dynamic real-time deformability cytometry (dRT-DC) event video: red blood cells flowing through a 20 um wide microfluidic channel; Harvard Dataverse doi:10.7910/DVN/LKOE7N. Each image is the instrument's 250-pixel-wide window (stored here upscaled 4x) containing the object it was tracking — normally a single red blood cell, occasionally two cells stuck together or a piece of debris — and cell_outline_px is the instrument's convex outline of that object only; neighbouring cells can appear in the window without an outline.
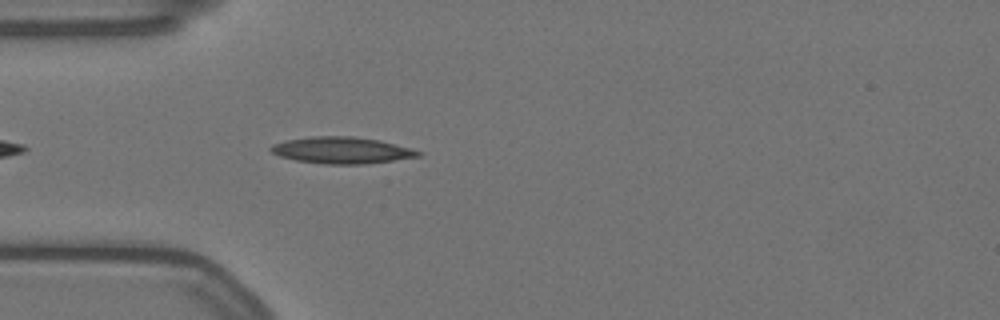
{"species": "Egyptian fruit bat (a non-hibernating species)", "species_latin": "Rousettus aegyptiacus", "temperature_condition": "warm", "stored_images_in_passage": 45, "camera_frame_rate_fps": 3000, "um_per_image_px": 0.085, "animal": {"sex": "female"}, "frame": {"image": 1, "passage_image": 4, "time_ms": 1.0, "image_size_px": [1000, 320], "cell_outline_px": [[424, 152], [420, 156], [392, 160], [360, 164], [324, 164], [296, 160], [280, 156], [272, 152], [268, 148], [272, 144], [288, 140], [312, 136], [352, 136], [380, 140], [412, 148]], "centroid_in_image_um": [29.06, 12.76], "position_along_channel_um": 55.9, "area_um2": 22.72}}
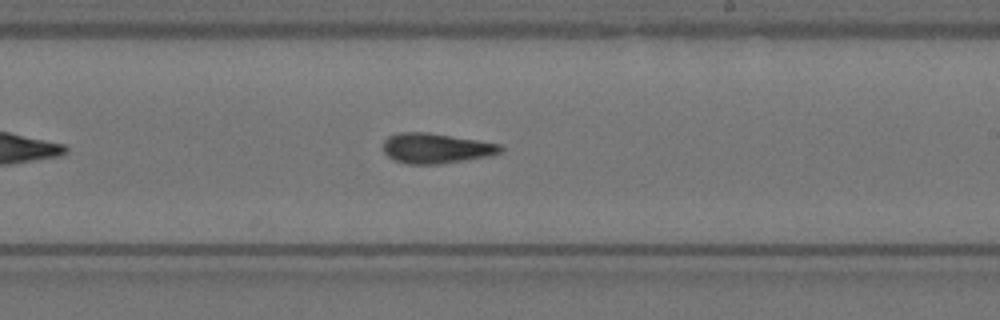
{"frame": {"image": 2, "passage_image": 21, "time_ms": 6.667, "image_size_px": [1000, 320], "cell_outline_px": [[504, 152], [492, 156], [436, 164], [408, 164], [392, 160], [384, 152], [384, 140], [388, 136], [400, 132], [428, 132], [500, 144], [504, 148]], "centroid_in_image_um": [37.07, 12.6], "position_along_channel_um": 251.9, "area_um2": 20.69}}
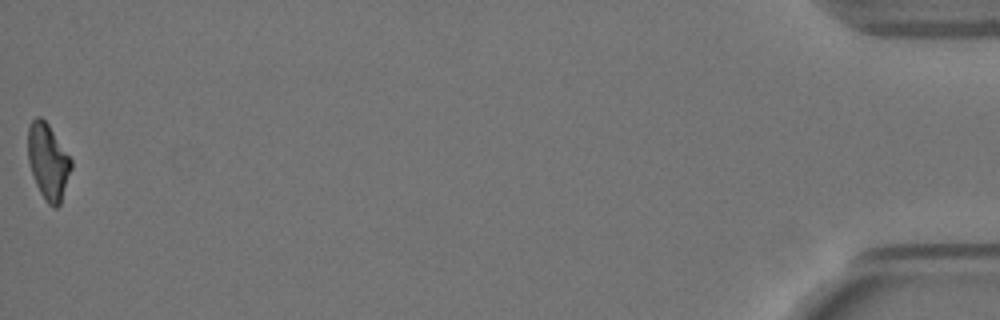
{"frame": {"image": 3, "passage_image": 45, "time_ms": 14.667, "image_size_px": [1000, 320], "cell_outline_px": [[72, 168], [60, 204], [56, 208], [52, 208], [48, 204], [40, 192], [36, 184], [28, 160], [28, 128], [32, 120], [36, 116], [40, 116], [48, 124], [72, 160]], "centroid_in_image_um": [4.09, 13.74], "position_along_channel_um": 431.1, "area_um2": 18.96}, "authors_computed_cell_mechanics": {"area_um2": 20.0566, "velocity_mm_per_s": 3.5238, "shape_relaxation_time_tau1_ms": 10.8554, "shape_relaxation_time_tau2_ms": 6.2001, "deformation_change_tau1": 0.2824, "deformation_change_tau2": 0.1823}}